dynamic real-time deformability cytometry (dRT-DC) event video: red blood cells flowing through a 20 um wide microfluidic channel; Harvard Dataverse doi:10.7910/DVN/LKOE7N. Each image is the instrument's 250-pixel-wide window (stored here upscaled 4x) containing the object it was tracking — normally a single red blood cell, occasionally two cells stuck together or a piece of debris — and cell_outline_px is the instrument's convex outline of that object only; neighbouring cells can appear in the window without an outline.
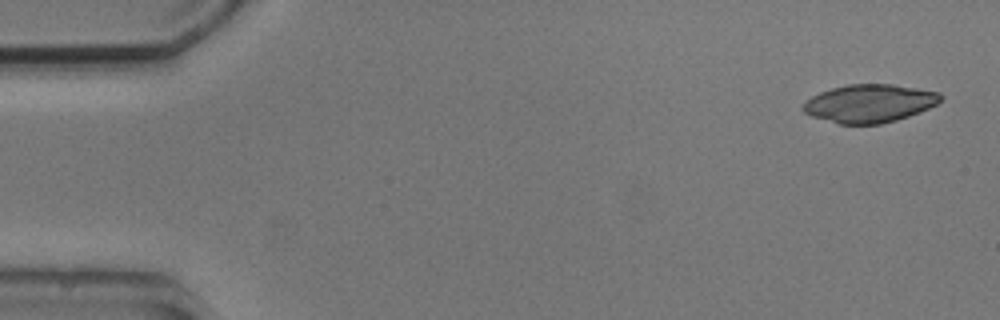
{"species": "common noctule bat (a hibernating species)", "species_latin": "Nyctalus noctula", "temperature_condition": "cold", "stored_images_in_passage": 4, "camera_frame_rate_fps": 3000, "um_per_image_px": 0.085, "animal": {"sex": "male", "body_mass_g": 20.5, "forearm_length_mm": 52.5}, "frame": {"image": 1, "passage_image": 1, "time_ms": 0.0, "image_size_px": [1000, 320], "cell_outline_px": [[944, 96], [936, 104], [920, 112], [896, 120], [880, 124], [840, 124], [812, 116], [804, 112], [800, 108], [812, 96], [820, 92], [832, 88], [848, 84], [892, 84], [940, 92]], "centroid_in_image_um": [73.91, 8.78], "position_along_channel_um": 11.1, "area_um2": 30.4}}